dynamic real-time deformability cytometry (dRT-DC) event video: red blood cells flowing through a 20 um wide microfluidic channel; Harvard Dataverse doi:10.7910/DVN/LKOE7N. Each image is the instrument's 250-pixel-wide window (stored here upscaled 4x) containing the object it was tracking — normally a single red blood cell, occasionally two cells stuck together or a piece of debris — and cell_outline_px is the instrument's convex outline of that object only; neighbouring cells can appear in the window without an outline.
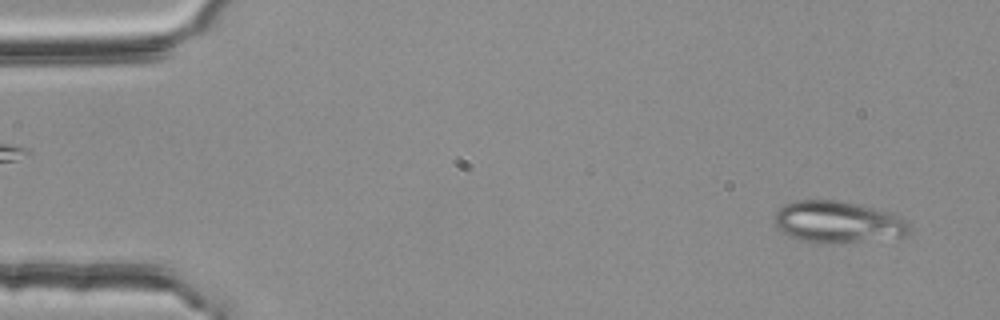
{"species": "common noctule bat (a hibernating species)", "species_latin": "Nyctalus noctula", "temperature_condition": "room temperature", "stored_images_in_passage": 54, "camera_frame_rate_fps": 3000, "um_per_image_px": 0.085, "animal": {"sex": "female", "body_mass_g": 25.1}, "frame": {"image": 1, "passage_image": 4, "time_ms": 1.0, "image_size_px": [1000, 320], "cell_outline_px": [[912, 232], [904, 236], [832, 244], [800, 240], [788, 236], [776, 228], [776, 212], [784, 204], [796, 200], [840, 200], [856, 204], [900, 216], [908, 224]], "centroid_in_image_um": [71.19, 18.88], "position_along_channel_um": 13.8, "area_um2": 32.54}}
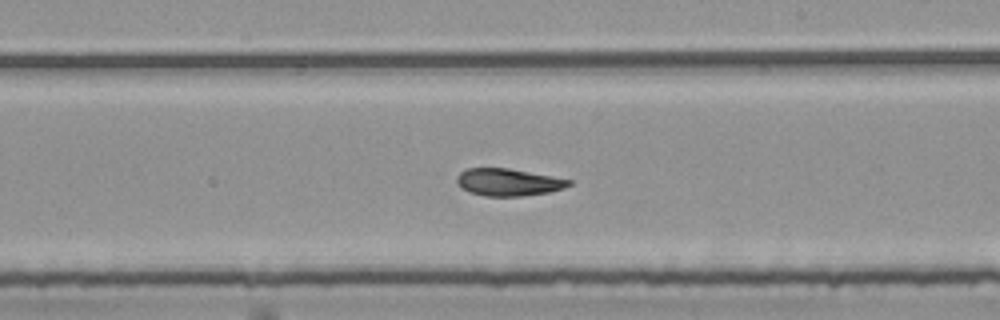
{"frame": {"image": 2, "passage_image": 32, "time_ms": 10.333, "image_size_px": [1000, 320], "cell_outline_px": [[572, 184], [564, 188], [548, 192], [520, 196], [484, 196], [472, 192], [464, 188], [456, 180], [456, 176], [460, 172], [468, 168], [508, 168], [552, 176], [572, 180]], "centroid_in_image_um": [43.23, 15.48], "position_along_channel_um": 245.8, "area_um2": 17.57}}
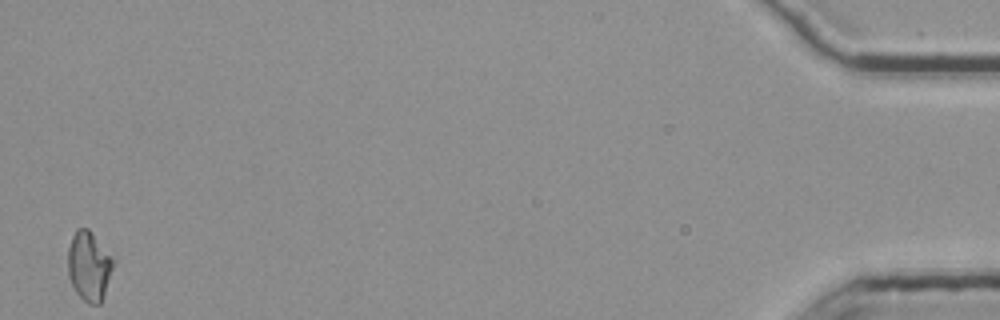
{"frame": {"image": 3, "passage_image": 54, "time_ms": 17.667, "image_size_px": [1000, 320], "cell_outline_px": [[116, 260], [104, 296], [100, 304], [88, 304], [76, 292], [68, 276], [68, 248], [72, 236], [76, 228], [88, 228]], "centroid_in_image_um": [7.59, 22.61], "position_along_channel_um": 427.6, "area_um2": 18.55}, "authors_computed_cell_mechanics": {"area_um2": 18.6983, "velocity_mm_per_s": 3.7656, "shape_relaxation_time_tau1_ms": null, "shape_relaxation_time_tau2_ms": 5.5089, "deformation_change_tau1": null, "deformation_change_tau2": 0.1207}}